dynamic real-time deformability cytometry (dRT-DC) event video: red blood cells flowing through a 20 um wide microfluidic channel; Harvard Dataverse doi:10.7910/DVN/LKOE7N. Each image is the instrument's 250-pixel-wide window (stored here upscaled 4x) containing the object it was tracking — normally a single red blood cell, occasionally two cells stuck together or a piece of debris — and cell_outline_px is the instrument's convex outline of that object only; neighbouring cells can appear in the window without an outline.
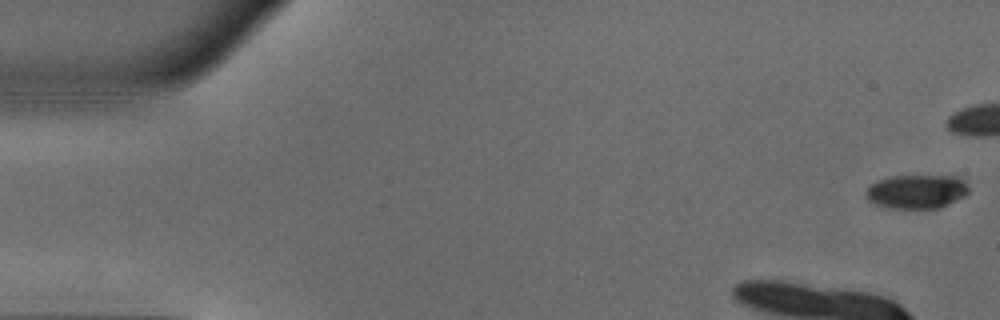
{"species": "common noctule bat (a hibernating species)", "species_latin": "Nyctalus noctula", "temperature_condition": "warm", "stored_images_in_passage": 10, "camera_frame_rate_fps": 3000, "um_per_image_px": 0.085, "animal": {"sex": "male", "body_mass_g": 18.8}, "frame": {"image": 1, "passage_image": 1, "time_ms": 0.0, "image_size_px": [1000, 320], "cell_outline_px": [[968, 192], [964, 196], [940, 208], [892, 208], [876, 204], [868, 200], [864, 192], [876, 180], [892, 176], [956, 176], [964, 180], [968, 184]], "centroid_in_image_um": [77.92, 16.27], "position_along_channel_um": 7.1, "area_um2": 20.29}}